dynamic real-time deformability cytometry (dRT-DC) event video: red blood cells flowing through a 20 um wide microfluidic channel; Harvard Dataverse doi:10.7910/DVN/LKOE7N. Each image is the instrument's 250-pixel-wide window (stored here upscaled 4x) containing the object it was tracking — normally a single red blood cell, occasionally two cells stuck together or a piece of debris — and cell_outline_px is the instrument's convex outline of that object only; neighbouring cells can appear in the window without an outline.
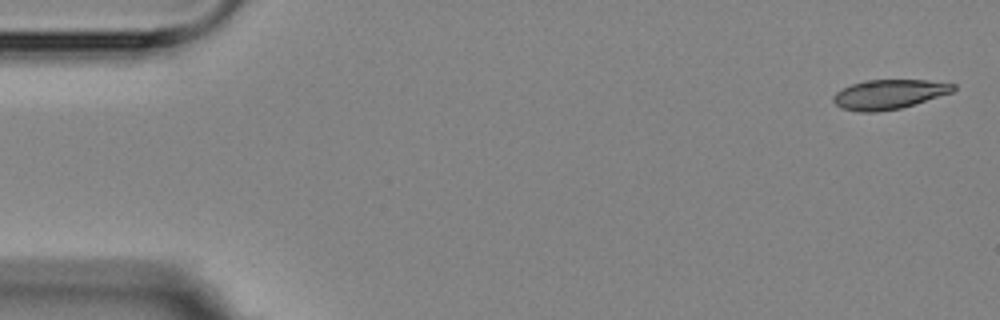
{"species": "Egyptian fruit bat (a non-hibernating species)", "species_latin": "Rousettus aegyptiacus", "temperature_condition": "room temperature", "stored_images_in_passage": 5, "camera_frame_rate_fps": 3000, "um_per_image_px": 0.085, "animal": {"sex": "female"}, "frame": {"image": 1, "passage_image": 1, "time_ms": 0.0, "image_size_px": [1000, 320], "cell_outline_px": [[956, 88], [952, 92], [900, 108], [876, 112], [860, 112], [840, 108], [832, 100], [832, 96], [836, 92], [852, 84], [864, 80], [928, 80], [956, 84]], "centroid_in_image_um": [75.53, 8.01], "position_along_channel_um": 9.5, "area_um2": 20.52}}